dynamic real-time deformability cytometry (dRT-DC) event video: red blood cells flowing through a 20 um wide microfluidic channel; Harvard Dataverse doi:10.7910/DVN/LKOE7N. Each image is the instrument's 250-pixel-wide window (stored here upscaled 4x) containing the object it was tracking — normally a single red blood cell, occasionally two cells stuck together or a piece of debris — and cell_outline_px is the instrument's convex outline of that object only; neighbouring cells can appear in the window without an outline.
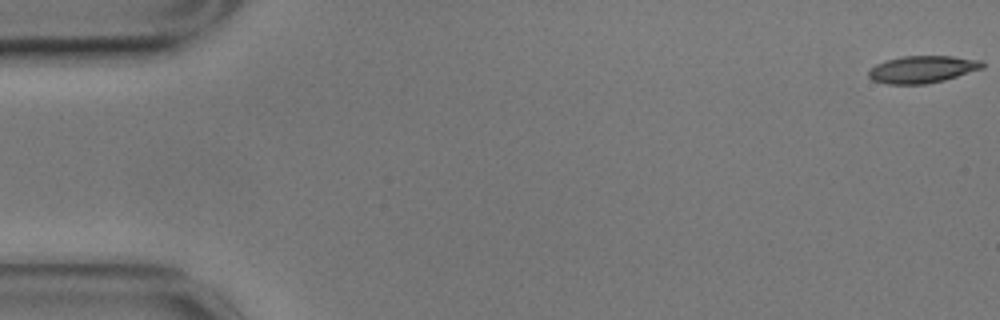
{"species": "common noctule bat (a hibernating species)", "species_latin": "Nyctalus noctula", "temperature_condition": "cold", "stored_images_in_passage": 57, "camera_frame_rate_fps": 3000, "um_per_image_px": 0.085, "animal": {"sex": "male", "body_mass_g": 17.9}, "frame": {"image": 1, "passage_image": 1, "time_ms": 0.0, "image_size_px": [1000, 320], "cell_outline_px": [[984, 68], [944, 80], [924, 84], [888, 84], [872, 80], [868, 76], [868, 68], [876, 64], [888, 60], [904, 56], [952, 56], [980, 60], [984, 64]], "centroid_in_image_um": [78.38, 5.89], "position_along_channel_um": 6.6, "area_um2": 17.98}}
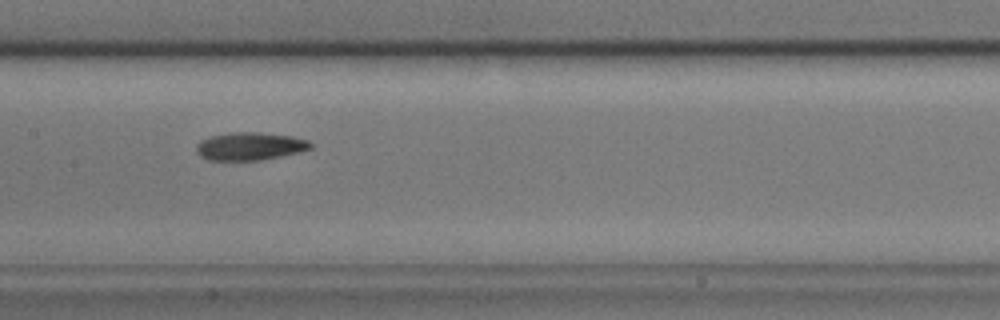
{"frame": {"image": 2, "passage_image": 28, "time_ms": 9.0, "image_size_px": [1000, 320], "cell_outline_px": [[312, 148], [300, 152], [260, 160], [208, 160], [200, 156], [196, 152], [196, 144], [200, 140], [212, 136], [232, 132], [260, 132], [292, 136], [308, 140], [312, 144]], "centroid_in_image_um": [21.24, 12.43], "position_along_channel_um": 186.2, "area_um2": 18.61}}
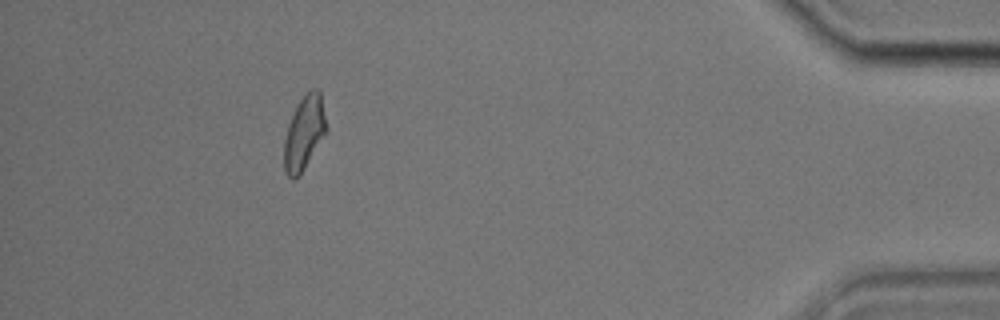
{"frame": {"image": 3, "passage_image": 52, "time_ms": 17.0, "image_size_px": [1000, 320], "cell_outline_px": [[328, 132], [300, 176], [296, 180], [292, 180], [284, 172], [284, 140], [288, 124], [296, 104], [308, 88], [320, 88], [328, 128]], "centroid_in_image_um": [25.88, 11.28], "position_along_channel_um": 409.3, "area_um2": 19.07}, "authors_computed_cell_mechanics": {"area_um2": 18.5538, "velocity_mm_per_s": 3.5038, "shape_relaxation_time_tau1_ms": 4.5465, "shape_relaxation_time_tau2_ms": null, "deformation_change_tau1": 0.1412, "deformation_change_tau2": null}}